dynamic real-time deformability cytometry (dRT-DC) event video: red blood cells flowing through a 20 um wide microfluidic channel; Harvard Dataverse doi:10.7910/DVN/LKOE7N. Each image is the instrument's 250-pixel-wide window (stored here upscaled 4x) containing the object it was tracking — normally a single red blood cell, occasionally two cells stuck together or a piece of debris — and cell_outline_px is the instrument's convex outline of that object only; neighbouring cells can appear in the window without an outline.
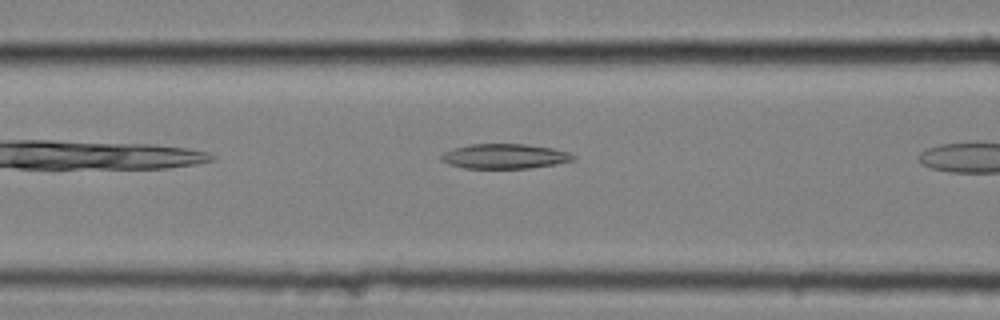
{"species": "common noctule bat (a hibernating species)", "species_latin": "Nyctalus noctula", "temperature_condition": "cold", "stored_images_in_passage": 10, "camera_frame_rate_fps": 3000, "um_per_image_px": 0.085, "animal": {"sex": "female", "body_mass_g": 25.1}, "frame": {"image": 1, "passage_image": 9, "time_ms": 2.667, "image_size_px": [1000, 320], "cell_outline_px": [[576, 156], [572, 160], [556, 164], [528, 168], [464, 168], [448, 164], [440, 160], [440, 156], [444, 152], [456, 148], [472, 144], [528, 144], [552, 148], [568, 152]], "centroid_in_image_um": [42.89, 13.28], "position_along_channel_um": 123.7, "area_um2": 18.96}}